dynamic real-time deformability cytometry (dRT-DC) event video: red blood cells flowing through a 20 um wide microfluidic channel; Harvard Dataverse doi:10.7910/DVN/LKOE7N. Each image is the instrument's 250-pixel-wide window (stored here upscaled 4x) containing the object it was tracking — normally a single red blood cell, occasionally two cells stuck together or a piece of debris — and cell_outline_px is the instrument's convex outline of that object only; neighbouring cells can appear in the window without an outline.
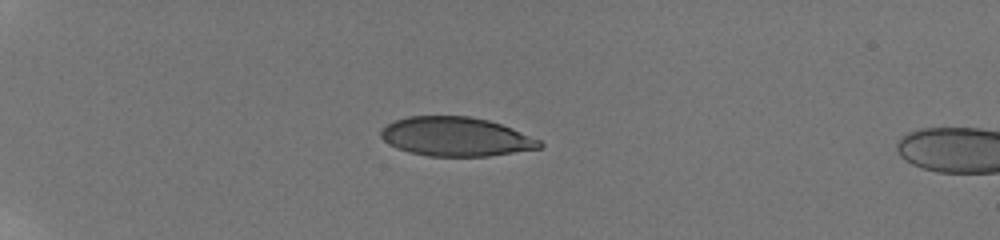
{"species": "human", "species_latin": "Homo sapiens", "temperature_condition": "room temperature", "stored_images_in_passage": 41, "camera_frame_rate_fps": 3000, "um_per_image_px": 0.085, "donor": {"sex": "male"}, "frame": {"image": 1, "passage_image": 1, "time_ms": 0.0, "image_size_px": [1000, 240], "cell_outline_px": [[544, 148], [488, 156], [428, 156], [408, 152], [396, 148], [388, 144], [380, 136], [380, 132], [388, 124], [396, 120], [408, 116], [468, 116], [488, 120], [512, 128], [540, 140], [544, 144]], "centroid_in_image_um": [38.77, 11.63], "position_along_channel_um": 46.2, "area_um2": 36.18}}
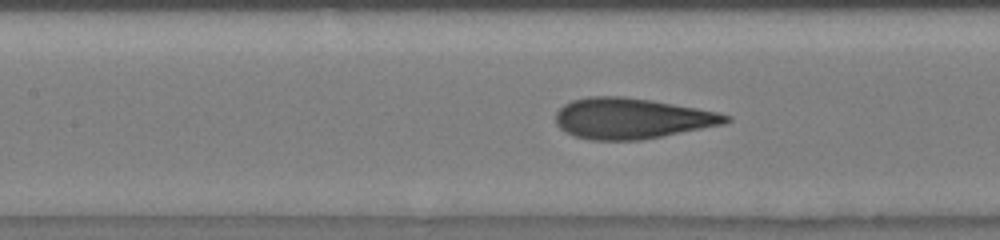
{"frame": {"image": 2, "passage_image": 14, "time_ms": 4.333, "image_size_px": [1000, 240], "cell_outline_px": [[732, 120], [724, 124], [640, 140], [592, 140], [576, 136], [560, 128], [556, 124], [556, 112], [564, 104], [572, 100], [588, 96], [624, 96], [652, 100], [696, 108], [716, 112], [732, 116]], "centroid_in_image_um": [53.69, 10.05], "position_along_channel_um": 153.7, "area_um2": 40.17}}
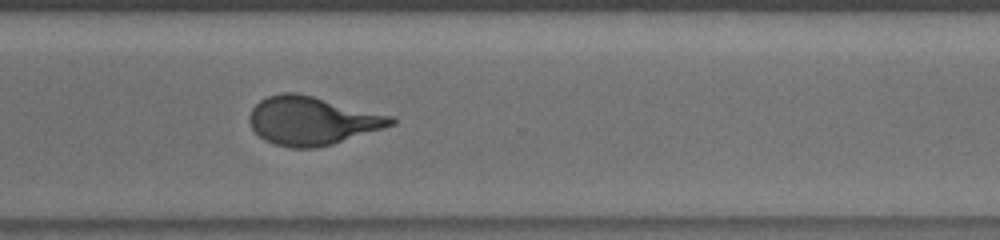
{"frame": {"image": 3, "passage_image": 29, "time_ms": 9.333, "image_size_px": [1000, 240], "cell_outline_px": [[396, 124], [332, 144], [316, 148], [292, 148], [276, 144], [264, 140], [252, 128], [248, 120], [248, 116], [252, 108], [260, 100], [268, 96], [284, 92], [296, 92], [392, 116], [396, 120]], "centroid_in_image_um": [26.49, 10.26], "position_along_channel_um": 344.1, "area_um2": 39.59}, "authors_computed_cell_mechanics": {"area_um2": 39.4774, "velocity_mm_per_s": 3.819, "shape_relaxation_time_tau1_ms": 4.7217, "shape_relaxation_time_tau2_ms": 0.6618, "deformation_change_tau1": 0.2117, "deformation_change_tau2": 0.084}}